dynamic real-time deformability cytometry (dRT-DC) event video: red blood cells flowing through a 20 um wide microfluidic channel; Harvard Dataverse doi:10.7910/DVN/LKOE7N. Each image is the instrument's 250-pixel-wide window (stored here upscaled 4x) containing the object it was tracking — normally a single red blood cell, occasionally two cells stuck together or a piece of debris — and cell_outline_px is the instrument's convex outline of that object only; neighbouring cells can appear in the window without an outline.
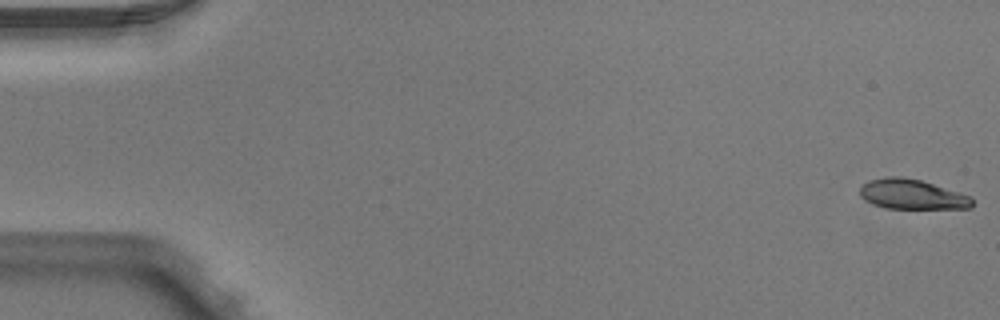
{"species": "Egyptian fruit bat (a non-hibernating species)", "species_latin": "Rousettus aegyptiacus", "temperature_condition": "warm", "stored_images_in_passage": 4, "segment_of_instrument_passage": [2, 2], "camera_frame_rate_fps": 3000, "um_per_image_px": 0.085, "animal": {"sex": "male"}, "frame": {"image": 1, "passage_image": 4, "time_ms": 1.0, "image_size_px": [1000, 320], "cell_outline_px": [[972, 208], [884, 208], [872, 204], [860, 196], [860, 188], [868, 180], [888, 176], [900, 176], [920, 180], [972, 196]], "centroid_in_image_um": [77.5, 16.51], "position_along_channel_um": 7.5, "area_um2": 19.48}}